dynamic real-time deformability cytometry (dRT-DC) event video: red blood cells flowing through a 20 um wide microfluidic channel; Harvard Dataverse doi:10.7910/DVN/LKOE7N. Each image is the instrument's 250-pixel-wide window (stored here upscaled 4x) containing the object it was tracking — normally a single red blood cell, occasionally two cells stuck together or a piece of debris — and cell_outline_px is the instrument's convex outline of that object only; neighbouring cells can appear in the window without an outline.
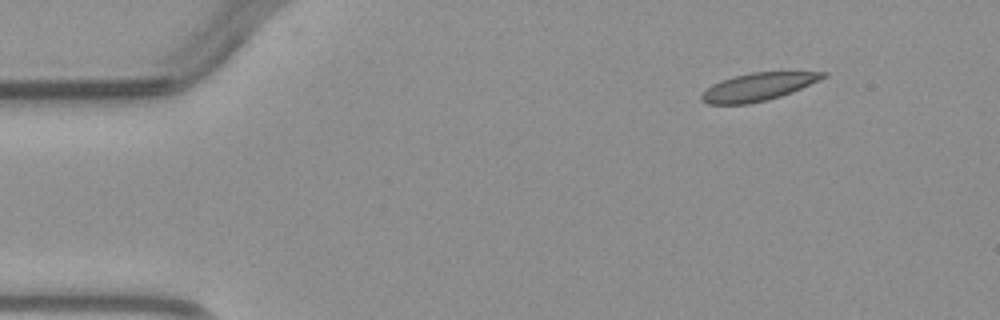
{"species": "common noctule bat (a hibernating species)", "species_latin": "Nyctalus noctula", "temperature_condition": "warm", "stored_images_in_passage": 4, "camera_frame_rate_fps": 3000, "um_per_image_px": 0.085, "animal": {"sex": "male", "body_mass_g": 23.1, "forearm_length_mm": 52.7}, "frame": {"image": 1, "passage_image": 1, "time_ms": 0.0, "image_size_px": [1000, 320], "cell_outline_px": [[828, 76], [820, 80], [792, 92], [768, 100], [748, 104], [708, 104], [700, 100], [700, 96], [712, 84], [720, 80], [752, 72], [828, 72]], "centroid_in_image_um": [64.44, 7.39], "position_along_channel_um": 20.6, "area_um2": 19.59}}
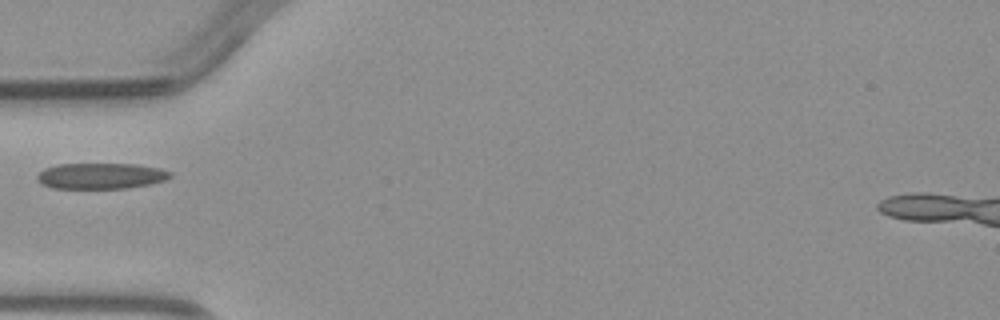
{"frame": {"image": 2, "passage_image": 4, "time_ms": 3.333, "image_size_px": [1000, 320], "cell_outline_px": [[172, 176], [164, 180], [148, 184], [128, 188], [52, 188], [40, 184], [36, 180], [36, 176], [44, 168], [56, 164], [136, 164], [160, 168], [172, 172]], "centroid_in_image_um": [8.54, 14.95], "position_along_channel_um": 76.5, "area_um2": 20.17}}